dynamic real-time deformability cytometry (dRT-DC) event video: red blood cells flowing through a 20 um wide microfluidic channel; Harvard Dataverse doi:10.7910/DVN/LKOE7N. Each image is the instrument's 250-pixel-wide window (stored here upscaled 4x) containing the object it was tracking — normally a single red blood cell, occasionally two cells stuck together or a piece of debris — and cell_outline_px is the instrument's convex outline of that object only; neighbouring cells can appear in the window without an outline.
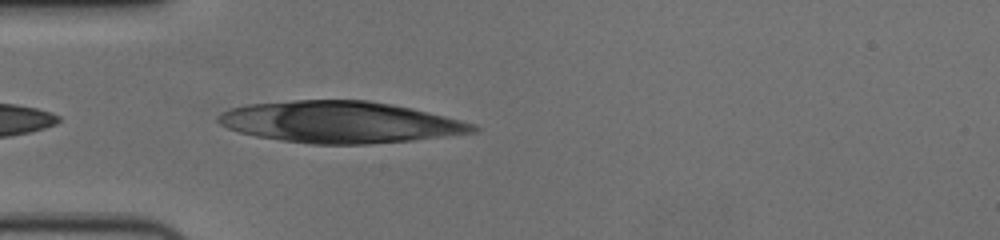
{"species": "human", "species_latin": "Homo sapiens", "temperature_condition": "cold", "stored_images_in_passage": 27, "camera_frame_rate_fps": 3000, "um_per_image_px": 0.085, "donor": {"sex": "female"}, "frame": {"image": 1, "passage_image": 2, "time_ms": 0.333, "image_size_px": [1000, 240], "cell_outline_px": [[480, 132], [412, 140], [368, 144], [312, 144], [280, 140], [256, 136], [236, 132], [220, 124], [216, 120], [216, 116], [220, 112], [228, 108], [248, 104], [292, 100], [368, 100], [392, 104], [412, 108], [476, 124], [480, 128]], "centroid_in_image_um": [28.89, 10.38], "position_along_channel_um": 56.1, "area_um2": 62.08}}
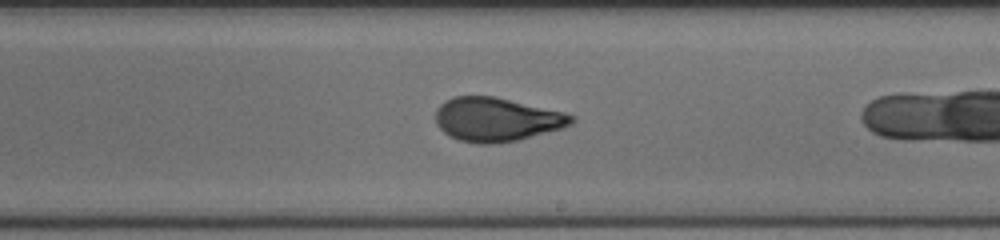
{"frame": {"image": 2, "passage_image": 15, "time_ms": 4.667, "image_size_px": [1000, 240], "cell_outline_px": [[576, 120], [572, 124], [560, 128], [520, 140], [496, 144], [476, 144], [460, 140], [444, 132], [436, 124], [436, 108], [444, 100], [452, 96], [492, 96], [564, 112], [576, 116]], "centroid_in_image_um": [42.2, 10.16], "position_along_channel_um": 246.8, "area_um2": 34.74}}
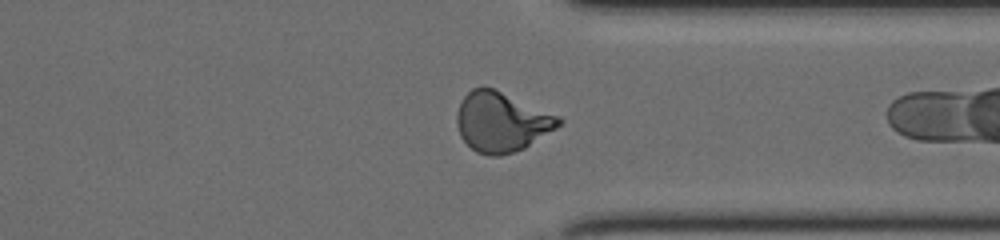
{"frame": {"image": 3, "passage_image": 25, "time_ms": 8.0, "image_size_px": [1000, 240], "cell_outline_px": [[564, 120], [556, 128], [524, 148], [500, 156], [488, 156], [476, 152], [460, 136], [456, 124], [456, 112], [460, 100], [472, 88], [492, 88], [560, 116]], "centroid_in_image_um": [42.6, 10.37], "position_along_channel_um": 368.8, "area_um2": 35.26}}